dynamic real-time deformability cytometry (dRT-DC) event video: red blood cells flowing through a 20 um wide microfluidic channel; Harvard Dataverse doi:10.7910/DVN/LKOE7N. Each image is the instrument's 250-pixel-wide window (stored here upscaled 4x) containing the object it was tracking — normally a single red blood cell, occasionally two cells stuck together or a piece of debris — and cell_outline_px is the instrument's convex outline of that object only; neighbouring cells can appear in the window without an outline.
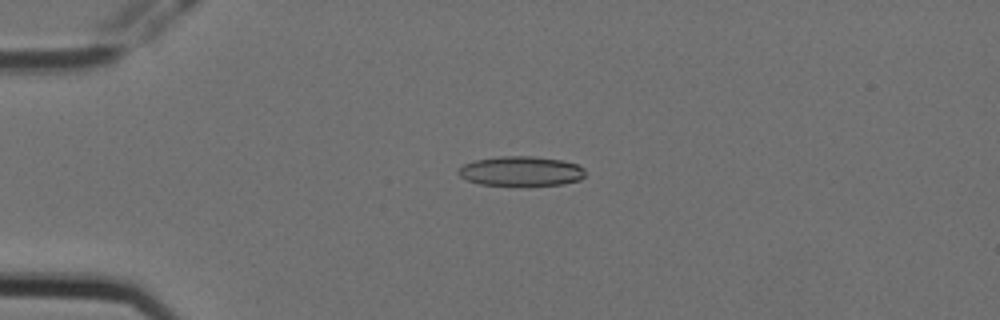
{"species": "Egyptian fruit bat (a non-hibernating species)", "species_latin": "Rousettus aegyptiacus", "temperature_condition": "cold", "stored_images_in_passage": 6, "camera_frame_rate_fps": 3000, "um_per_image_px": 0.085, "animal": {"sex": "female"}, "frame": {"image": 1, "passage_image": 4, "time_ms": 1.0, "image_size_px": [1000, 320], "cell_outline_px": [[584, 176], [580, 180], [564, 184], [528, 188], [480, 184], [468, 180], [460, 176], [456, 172], [464, 164], [476, 160], [500, 156], [536, 156], [560, 160], [576, 164], [584, 168]], "centroid_in_image_um": [44.31, 14.59], "position_along_channel_um": 40.7, "area_um2": 22.72}}
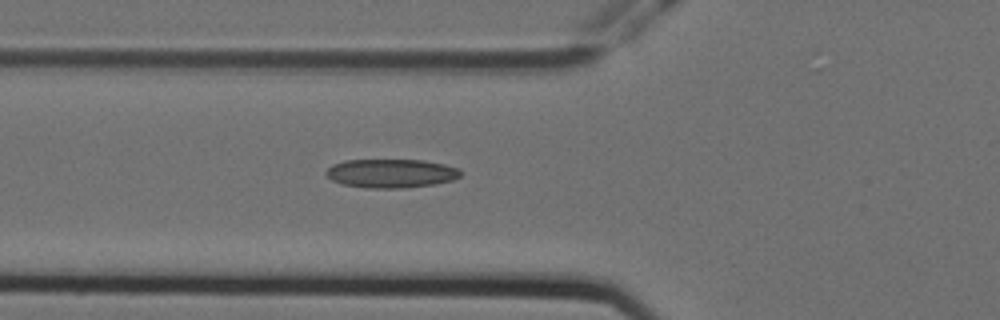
{"frame": {"image": 2, "passage_image": 6, "time_ms": 1.667, "image_size_px": [1000, 320], "cell_outline_px": [[460, 176], [452, 180], [436, 184], [400, 188], [368, 188], [344, 184], [332, 180], [324, 172], [332, 164], [344, 160], [424, 160], [444, 164], [460, 168]], "centroid_in_image_um": [33.25, 14.73], "position_along_channel_um": 92.6, "area_um2": 22.54}}